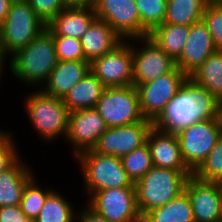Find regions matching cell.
Segmentation results:
<instances>
[{
	"label": "cell",
	"instance_id": "24",
	"mask_svg": "<svg viewBox=\"0 0 222 222\" xmlns=\"http://www.w3.org/2000/svg\"><path fill=\"white\" fill-rule=\"evenodd\" d=\"M142 222H195L187 192L184 190L167 204L142 216Z\"/></svg>",
	"mask_w": 222,
	"mask_h": 222
},
{
	"label": "cell",
	"instance_id": "10",
	"mask_svg": "<svg viewBox=\"0 0 222 222\" xmlns=\"http://www.w3.org/2000/svg\"><path fill=\"white\" fill-rule=\"evenodd\" d=\"M187 79L188 76L175 67L171 72L156 80L136 86L143 117L154 123Z\"/></svg>",
	"mask_w": 222,
	"mask_h": 222
},
{
	"label": "cell",
	"instance_id": "11",
	"mask_svg": "<svg viewBox=\"0 0 222 222\" xmlns=\"http://www.w3.org/2000/svg\"><path fill=\"white\" fill-rule=\"evenodd\" d=\"M132 39L123 40L109 53L90 63V71L105 87L133 85Z\"/></svg>",
	"mask_w": 222,
	"mask_h": 222
},
{
	"label": "cell",
	"instance_id": "41",
	"mask_svg": "<svg viewBox=\"0 0 222 222\" xmlns=\"http://www.w3.org/2000/svg\"><path fill=\"white\" fill-rule=\"evenodd\" d=\"M6 59L0 54V79L2 77V73L5 70L4 67L7 63H5ZM5 64V65H4ZM1 81V80H0Z\"/></svg>",
	"mask_w": 222,
	"mask_h": 222
},
{
	"label": "cell",
	"instance_id": "39",
	"mask_svg": "<svg viewBox=\"0 0 222 222\" xmlns=\"http://www.w3.org/2000/svg\"><path fill=\"white\" fill-rule=\"evenodd\" d=\"M66 7H87L93 6L95 0H63Z\"/></svg>",
	"mask_w": 222,
	"mask_h": 222
},
{
	"label": "cell",
	"instance_id": "13",
	"mask_svg": "<svg viewBox=\"0 0 222 222\" xmlns=\"http://www.w3.org/2000/svg\"><path fill=\"white\" fill-rule=\"evenodd\" d=\"M96 18L104 20L123 39L141 37V21L135 0H95Z\"/></svg>",
	"mask_w": 222,
	"mask_h": 222
},
{
	"label": "cell",
	"instance_id": "27",
	"mask_svg": "<svg viewBox=\"0 0 222 222\" xmlns=\"http://www.w3.org/2000/svg\"><path fill=\"white\" fill-rule=\"evenodd\" d=\"M208 0H167L164 23L191 26L202 21Z\"/></svg>",
	"mask_w": 222,
	"mask_h": 222
},
{
	"label": "cell",
	"instance_id": "9",
	"mask_svg": "<svg viewBox=\"0 0 222 222\" xmlns=\"http://www.w3.org/2000/svg\"><path fill=\"white\" fill-rule=\"evenodd\" d=\"M87 205L109 222H142L135 186L93 192Z\"/></svg>",
	"mask_w": 222,
	"mask_h": 222
},
{
	"label": "cell",
	"instance_id": "28",
	"mask_svg": "<svg viewBox=\"0 0 222 222\" xmlns=\"http://www.w3.org/2000/svg\"><path fill=\"white\" fill-rule=\"evenodd\" d=\"M60 192L53 190L33 222H74L77 210Z\"/></svg>",
	"mask_w": 222,
	"mask_h": 222
},
{
	"label": "cell",
	"instance_id": "43",
	"mask_svg": "<svg viewBox=\"0 0 222 222\" xmlns=\"http://www.w3.org/2000/svg\"><path fill=\"white\" fill-rule=\"evenodd\" d=\"M220 187H221V190H222V181L219 183Z\"/></svg>",
	"mask_w": 222,
	"mask_h": 222
},
{
	"label": "cell",
	"instance_id": "7",
	"mask_svg": "<svg viewBox=\"0 0 222 222\" xmlns=\"http://www.w3.org/2000/svg\"><path fill=\"white\" fill-rule=\"evenodd\" d=\"M186 167L194 173L222 135V119L197 121L176 133Z\"/></svg>",
	"mask_w": 222,
	"mask_h": 222
},
{
	"label": "cell",
	"instance_id": "33",
	"mask_svg": "<svg viewBox=\"0 0 222 222\" xmlns=\"http://www.w3.org/2000/svg\"><path fill=\"white\" fill-rule=\"evenodd\" d=\"M53 37L58 61L85 60L80 39L61 35Z\"/></svg>",
	"mask_w": 222,
	"mask_h": 222
},
{
	"label": "cell",
	"instance_id": "25",
	"mask_svg": "<svg viewBox=\"0 0 222 222\" xmlns=\"http://www.w3.org/2000/svg\"><path fill=\"white\" fill-rule=\"evenodd\" d=\"M190 26L175 25L171 23H162L155 27L149 34L154 43H156L168 56L176 61L186 44Z\"/></svg>",
	"mask_w": 222,
	"mask_h": 222
},
{
	"label": "cell",
	"instance_id": "18",
	"mask_svg": "<svg viewBox=\"0 0 222 222\" xmlns=\"http://www.w3.org/2000/svg\"><path fill=\"white\" fill-rule=\"evenodd\" d=\"M146 143L153 166L172 170H189L183 161L176 133L162 131L153 125L148 131Z\"/></svg>",
	"mask_w": 222,
	"mask_h": 222
},
{
	"label": "cell",
	"instance_id": "2",
	"mask_svg": "<svg viewBox=\"0 0 222 222\" xmlns=\"http://www.w3.org/2000/svg\"><path fill=\"white\" fill-rule=\"evenodd\" d=\"M7 68L14 77L40 88L58 62L53 35L44 29L27 46L18 49L9 57ZM42 83V84H41Z\"/></svg>",
	"mask_w": 222,
	"mask_h": 222
},
{
	"label": "cell",
	"instance_id": "12",
	"mask_svg": "<svg viewBox=\"0 0 222 222\" xmlns=\"http://www.w3.org/2000/svg\"><path fill=\"white\" fill-rule=\"evenodd\" d=\"M132 41L134 43L140 41L142 45L137 48L132 44L133 85L135 87L156 80L176 67L175 61L150 37L134 38Z\"/></svg>",
	"mask_w": 222,
	"mask_h": 222
},
{
	"label": "cell",
	"instance_id": "23",
	"mask_svg": "<svg viewBox=\"0 0 222 222\" xmlns=\"http://www.w3.org/2000/svg\"><path fill=\"white\" fill-rule=\"evenodd\" d=\"M105 86L89 71L63 97V103L69 112L79 109L95 108Z\"/></svg>",
	"mask_w": 222,
	"mask_h": 222
},
{
	"label": "cell",
	"instance_id": "38",
	"mask_svg": "<svg viewBox=\"0 0 222 222\" xmlns=\"http://www.w3.org/2000/svg\"><path fill=\"white\" fill-rule=\"evenodd\" d=\"M76 214L77 215L75 216V222H109L98 215L88 205H86L85 208H82L81 211H77Z\"/></svg>",
	"mask_w": 222,
	"mask_h": 222
},
{
	"label": "cell",
	"instance_id": "1",
	"mask_svg": "<svg viewBox=\"0 0 222 222\" xmlns=\"http://www.w3.org/2000/svg\"><path fill=\"white\" fill-rule=\"evenodd\" d=\"M222 119V103L206 88L188 78L153 125L177 133L197 121Z\"/></svg>",
	"mask_w": 222,
	"mask_h": 222
},
{
	"label": "cell",
	"instance_id": "15",
	"mask_svg": "<svg viewBox=\"0 0 222 222\" xmlns=\"http://www.w3.org/2000/svg\"><path fill=\"white\" fill-rule=\"evenodd\" d=\"M152 126L153 122L144 118L137 123L108 127L93 150L98 154L113 155L121 159L146 143L148 131Z\"/></svg>",
	"mask_w": 222,
	"mask_h": 222
},
{
	"label": "cell",
	"instance_id": "20",
	"mask_svg": "<svg viewBox=\"0 0 222 222\" xmlns=\"http://www.w3.org/2000/svg\"><path fill=\"white\" fill-rule=\"evenodd\" d=\"M95 18L93 6L65 7L46 24V29L52 35L80 39Z\"/></svg>",
	"mask_w": 222,
	"mask_h": 222
},
{
	"label": "cell",
	"instance_id": "31",
	"mask_svg": "<svg viewBox=\"0 0 222 222\" xmlns=\"http://www.w3.org/2000/svg\"><path fill=\"white\" fill-rule=\"evenodd\" d=\"M35 176L26 184L22 199L20 202V208L24 214L33 222L38 214L40 213L41 208L44 205V202L48 195L54 190L50 187L43 190L39 187V183L36 181Z\"/></svg>",
	"mask_w": 222,
	"mask_h": 222
},
{
	"label": "cell",
	"instance_id": "40",
	"mask_svg": "<svg viewBox=\"0 0 222 222\" xmlns=\"http://www.w3.org/2000/svg\"><path fill=\"white\" fill-rule=\"evenodd\" d=\"M13 0H0V26L4 22Z\"/></svg>",
	"mask_w": 222,
	"mask_h": 222
},
{
	"label": "cell",
	"instance_id": "21",
	"mask_svg": "<svg viewBox=\"0 0 222 222\" xmlns=\"http://www.w3.org/2000/svg\"><path fill=\"white\" fill-rule=\"evenodd\" d=\"M80 40L85 60L89 63L109 53L123 41L108 23L98 18L92 21Z\"/></svg>",
	"mask_w": 222,
	"mask_h": 222
},
{
	"label": "cell",
	"instance_id": "8",
	"mask_svg": "<svg viewBox=\"0 0 222 222\" xmlns=\"http://www.w3.org/2000/svg\"><path fill=\"white\" fill-rule=\"evenodd\" d=\"M95 108L107 127L124 126L144 119L134 85L105 87Z\"/></svg>",
	"mask_w": 222,
	"mask_h": 222
},
{
	"label": "cell",
	"instance_id": "32",
	"mask_svg": "<svg viewBox=\"0 0 222 222\" xmlns=\"http://www.w3.org/2000/svg\"><path fill=\"white\" fill-rule=\"evenodd\" d=\"M193 176L207 182L222 181V135Z\"/></svg>",
	"mask_w": 222,
	"mask_h": 222
},
{
	"label": "cell",
	"instance_id": "34",
	"mask_svg": "<svg viewBox=\"0 0 222 222\" xmlns=\"http://www.w3.org/2000/svg\"><path fill=\"white\" fill-rule=\"evenodd\" d=\"M202 21L209 30L215 48L222 51V9L214 2L205 7Z\"/></svg>",
	"mask_w": 222,
	"mask_h": 222
},
{
	"label": "cell",
	"instance_id": "6",
	"mask_svg": "<svg viewBox=\"0 0 222 222\" xmlns=\"http://www.w3.org/2000/svg\"><path fill=\"white\" fill-rule=\"evenodd\" d=\"M75 159L81 167L87 197L93 192L135 186L122 166L120 158L98 154L94 150L80 153Z\"/></svg>",
	"mask_w": 222,
	"mask_h": 222
},
{
	"label": "cell",
	"instance_id": "26",
	"mask_svg": "<svg viewBox=\"0 0 222 222\" xmlns=\"http://www.w3.org/2000/svg\"><path fill=\"white\" fill-rule=\"evenodd\" d=\"M188 78L206 88L222 103V51L211 54Z\"/></svg>",
	"mask_w": 222,
	"mask_h": 222
},
{
	"label": "cell",
	"instance_id": "4",
	"mask_svg": "<svg viewBox=\"0 0 222 222\" xmlns=\"http://www.w3.org/2000/svg\"><path fill=\"white\" fill-rule=\"evenodd\" d=\"M26 96L23 101L25 111L39 138L46 142L60 136L66 139L70 112L63 100L47 95L39 88Z\"/></svg>",
	"mask_w": 222,
	"mask_h": 222
},
{
	"label": "cell",
	"instance_id": "30",
	"mask_svg": "<svg viewBox=\"0 0 222 222\" xmlns=\"http://www.w3.org/2000/svg\"><path fill=\"white\" fill-rule=\"evenodd\" d=\"M122 166L133 184H136L152 167V158L147 143L133 149L121 158Z\"/></svg>",
	"mask_w": 222,
	"mask_h": 222
},
{
	"label": "cell",
	"instance_id": "22",
	"mask_svg": "<svg viewBox=\"0 0 222 222\" xmlns=\"http://www.w3.org/2000/svg\"><path fill=\"white\" fill-rule=\"evenodd\" d=\"M19 157L8 169L0 172V206L20 205L26 184L34 177L31 167Z\"/></svg>",
	"mask_w": 222,
	"mask_h": 222
},
{
	"label": "cell",
	"instance_id": "16",
	"mask_svg": "<svg viewBox=\"0 0 222 222\" xmlns=\"http://www.w3.org/2000/svg\"><path fill=\"white\" fill-rule=\"evenodd\" d=\"M184 190L188 194L195 222H219L222 219V190L217 182L191 175Z\"/></svg>",
	"mask_w": 222,
	"mask_h": 222
},
{
	"label": "cell",
	"instance_id": "14",
	"mask_svg": "<svg viewBox=\"0 0 222 222\" xmlns=\"http://www.w3.org/2000/svg\"><path fill=\"white\" fill-rule=\"evenodd\" d=\"M107 125L96 108L79 109L69 114L66 140L73 148V156L93 150Z\"/></svg>",
	"mask_w": 222,
	"mask_h": 222
},
{
	"label": "cell",
	"instance_id": "42",
	"mask_svg": "<svg viewBox=\"0 0 222 222\" xmlns=\"http://www.w3.org/2000/svg\"><path fill=\"white\" fill-rule=\"evenodd\" d=\"M215 4H217L222 9V0H216L214 1Z\"/></svg>",
	"mask_w": 222,
	"mask_h": 222
},
{
	"label": "cell",
	"instance_id": "36",
	"mask_svg": "<svg viewBox=\"0 0 222 222\" xmlns=\"http://www.w3.org/2000/svg\"><path fill=\"white\" fill-rule=\"evenodd\" d=\"M35 14L46 24L66 6L63 0H27Z\"/></svg>",
	"mask_w": 222,
	"mask_h": 222
},
{
	"label": "cell",
	"instance_id": "35",
	"mask_svg": "<svg viewBox=\"0 0 222 222\" xmlns=\"http://www.w3.org/2000/svg\"><path fill=\"white\" fill-rule=\"evenodd\" d=\"M12 132L0 129V172L8 169L19 157L17 143Z\"/></svg>",
	"mask_w": 222,
	"mask_h": 222
},
{
	"label": "cell",
	"instance_id": "5",
	"mask_svg": "<svg viewBox=\"0 0 222 222\" xmlns=\"http://www.w3.org/2000/svg\"><path fill=\"white\" fill-rule=\"evenodd\" d=\"M44 29L46 23L35 14L27 0H13L0 26V54L8 59V56L27 46Z\"/></svg>",
	"mask_w": 222,
	"mask_h": 222
},
{
	"label": "cell",
	"instance_id": "17",
	"mask_svg": "<svg viewBox=\"0 0 222 222\" xmlns=\"http://www.w3.org/2000/svg\"><path fill=\"white\" fill-rule=\"evenodd\" d=\"M217 49L203 21L190 26L188 38L180 57L175 61L183 73L189 76Z\"/></svg>",
	"mask_w": 222,
	"mask_h": 222
},
{
	"label": "cell",
	"instance_id": "3",
	"mask_svg": "<svg viewBox=\"0 0 222 222\" xmlns=\"http://www.w3.org/2000/svg\"><path fill=\"white\" fill-rule=\"evenodd\" d=\"M190 170H172L153 166L136 184L137 207L141 216L167 204L184 191Z\"/></svg>",
	"mask_w": 222,
	"mask_h": 222
},
{
	"label": "cell",
	"instance_id": "19",
	"mask_svg": "<svg viewBox=\"0 0 222 222\" xmlns=\"http://www.w3.org/2000/svg\"><path fill=\"white\" fill-rule=\"evenodd\" d=\"M89 71L90 63L86 60L58 61L40 89L47 95L63 99Z\"/></svg>",
	"mask_w": 222,
	"mask_h": 222
},
{
	"label": "cell",
	"instance_id": "29",
	"mask_svg": "<svg viewBox=\"0 0 222 222\" xmlns=\"http://www.w3.org/2000/svg\"><path fill=\"white\" fill-rule=\"evenodd\" d=\"M141 21V37L164 23L167 0H135Z\"/></svg>",
	"mask_w": 222,
	"mask_h": 222
},
{
	"label": "cell",
	"instance_id": "37",
	"mask_svg": "<svg viewBox=\"0 0 222 222\" xmlns=\"http://www.w3.org/2000/svg\"><path fill=\"white\" fill-rule=\"evenodd\" d=\"M0 222H32L18 206H0Z\"/></svg>",
	"mask_w": 222,
	"mask_h": 222
}]
</instances>
